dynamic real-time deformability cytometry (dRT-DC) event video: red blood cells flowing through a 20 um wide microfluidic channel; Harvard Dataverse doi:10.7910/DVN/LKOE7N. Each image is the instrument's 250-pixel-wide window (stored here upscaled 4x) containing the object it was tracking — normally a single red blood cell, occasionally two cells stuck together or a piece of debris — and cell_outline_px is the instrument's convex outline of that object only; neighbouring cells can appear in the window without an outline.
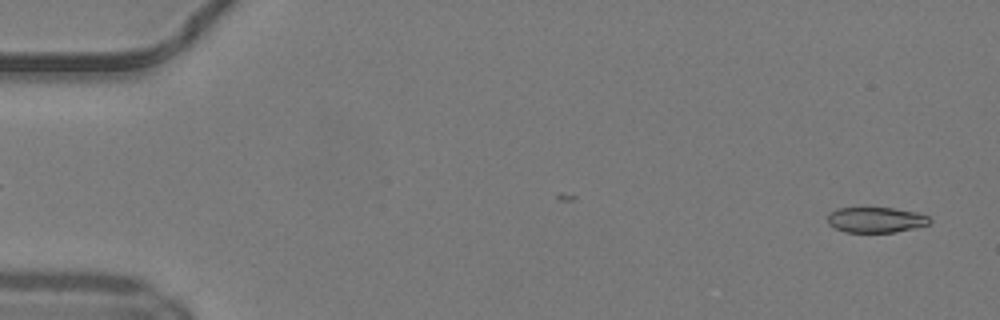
{"species": "common noctule bat (a hibernating species)", "species_latin": "Nyctalus noctula", "temperature_condition": "warm", "stored_images_in_passage": 49, "camera_frame_rate_fps": 3000, "um_per_image_px": 0.085, "animal": {"sex": "male", "body_mass_g": 19.2, "forearm_length_mm": 51.8}, "frame": {"image": 1, "passage_image": 2, "time_ms": 0.333, "image_size_px": [1000, 320], "cell_outline_px": [[932, 220], [928, 224], [916, 228], [896, 232], [844, 232], [828, 224], [828, 212], [836, 208], [892, 208], [916, 212], [928, 216]], "centroid_in_image_um": [74.44, 18.69], "position_along_channel_um": 10.6, "area_um2": 15.2}}
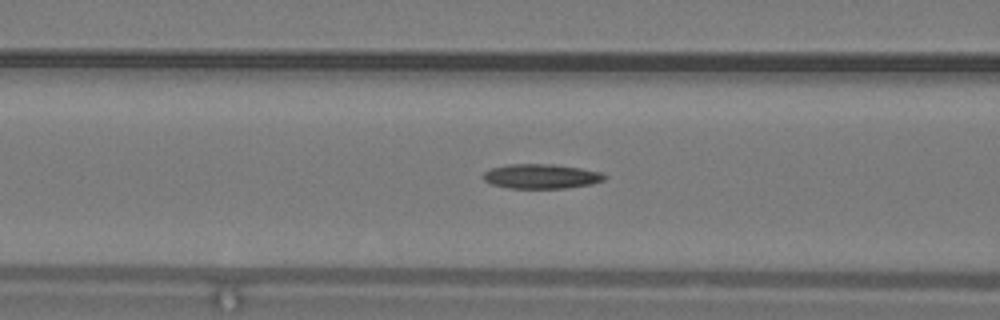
{"frame": {"image": 2, "passage_image": 20, "time_ms": 6.333, "image_size_px": [1000, 320], "cell_outline_px": [[608, 176], [604, 180], [592, 184], [568, 188], [508, 188], [492, 184], [484, 180], [484, 172], [492, 168], [508, 164], [552, 164], [580, 168], [600, 172]], "centroid_in_image_um": [46.03, 14.99], "position_along_channel_um": 120.6, "area_um2": 17.34}}
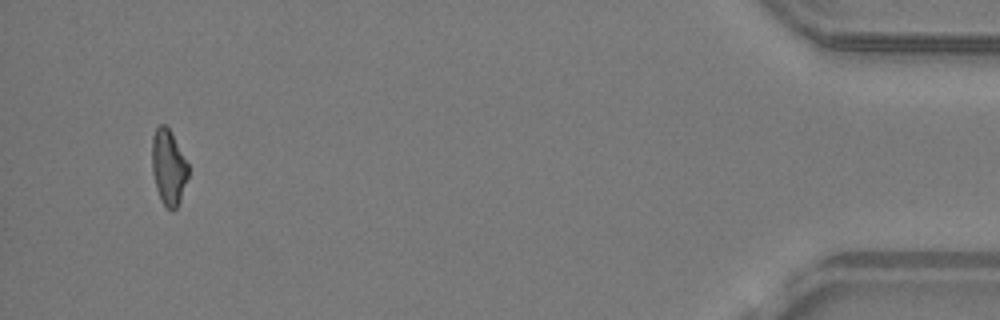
{"frame": {"image": 3, "passage_image": 47, "time_ms": 15.333, "image_size_px": [1000, 320], "cell_outline_px": [[188, 176], [180, 200], [176, 208], [172, 212], [160, 200], [156, 188], [152, 172], [152, 136], [156, 128], [160, 124], [164, 124], [168, 128], [188, 164]], "centroid_in_image_um": [14.3, 14.24], "position_along_channel_um": 420.9, "area_um2": 15.72}}